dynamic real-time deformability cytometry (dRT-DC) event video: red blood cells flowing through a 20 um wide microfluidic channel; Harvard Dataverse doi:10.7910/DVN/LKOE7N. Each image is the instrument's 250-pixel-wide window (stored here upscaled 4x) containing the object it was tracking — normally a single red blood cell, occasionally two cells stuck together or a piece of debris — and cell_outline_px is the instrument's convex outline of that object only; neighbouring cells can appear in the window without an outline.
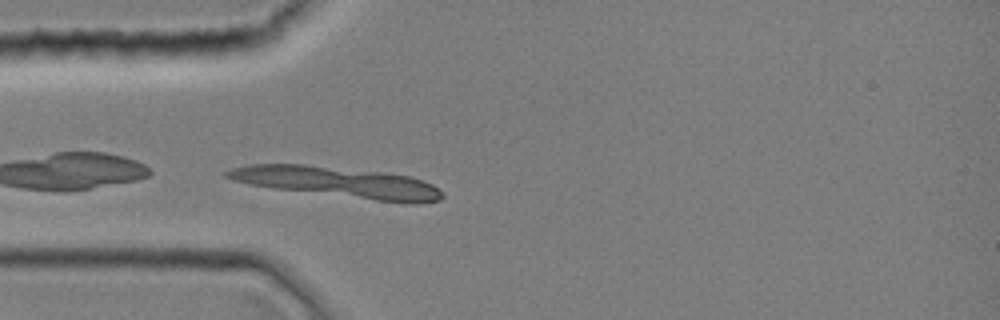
{"species": "common noctule bat (a hibernating species)", "species_latin": "Nyctalus noctula", "temperature_condition": "room temperature", "stored_images_in_passage": 11, "camera_frame_rate_fps": 3000, "um_per_image_px": 0.085, "animal": {"sex": "female", "body_mass_g": 19.0, "forearm_length_mm": 51.5}, "frame": {"image": 1, "passage_image": 11, "time_ms": 3.333, "image_size_px": [1000, 320], "cell_outline_px": [[444, 196], [440, 200], [416, 204], [412, 204], [376, 200], [276, 188], [252, 184], [232, 180], [224, 176], [224, 172], [232, 168], [248, 164], [304, 164], [380, 172], [408, 176], [432, 184]], "centroid_in_image_um": [28.7, 15.48], "position_along_channel_um": 56.3, "area_um2": 37.69}}